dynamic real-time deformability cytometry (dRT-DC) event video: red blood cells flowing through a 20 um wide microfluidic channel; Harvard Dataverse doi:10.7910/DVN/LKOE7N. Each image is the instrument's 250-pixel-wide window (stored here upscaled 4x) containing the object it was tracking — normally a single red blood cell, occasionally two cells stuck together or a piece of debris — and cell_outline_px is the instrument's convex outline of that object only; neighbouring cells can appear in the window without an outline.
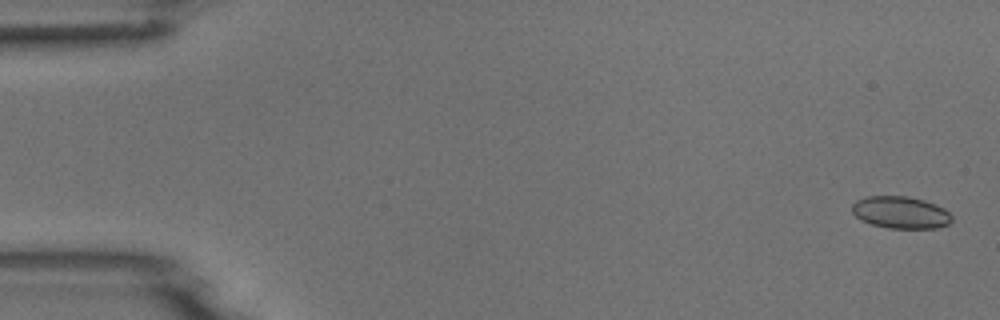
{"species": "common noctule bat (a hibernating species)", "species_latin": "Nyctalus noctula", "temperature_condition": "room temperature", "stored_images_in_passage": 4, "camera_frame_rate_fps": 3000, "um_per_image_px": 0.085, "animal": {"sex": "male", "body_mass_g": 18.8}, "frame": {"image": 1, "passage_image": 1, "time_ms": 0.0, "image_size_px": [1000, 320], "cell_outline_px": [[952, 220], [948, 224], [936, 228], [888, 228], [872, 224], [860, 220], [852, 212], [852, 204], [856, 200], [868, 196], [908, 196], [924, 200], [944, 208], [952, 216]], "centroid_in_image_um": [76.54, 18.05], "position_along_channel_um": 8.5, "area_um2": 18.67}}
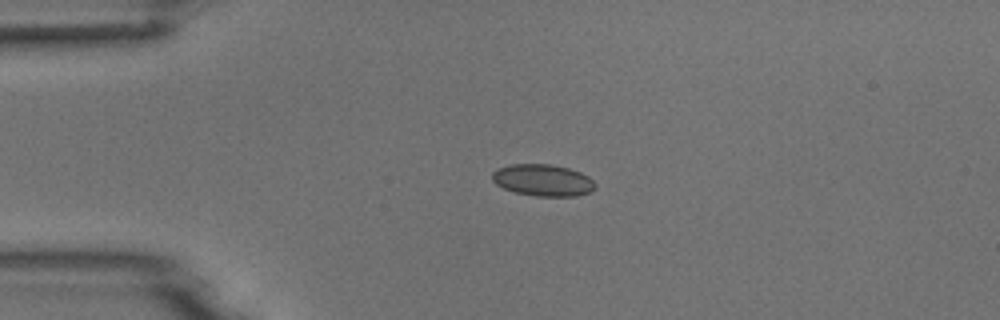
{"frame": {"image": 2, "passage_image": 4, "time_ms": 3.667, "image_size_px": [1000, 320], "cell_outline_px": [[596, 184], [588, 192], [576, 196], [536, 196], [516, 192], [504, 188], [496, 184], [492, 180], [492, 172], [496, 168], [512, 164], [552, 164], [568, 168], [580, 172], [588, 176]], "centroid_in_image_um": [46.11, 15.3], "position_along_channel_um": 38.9, "area_um2": 18.96}}